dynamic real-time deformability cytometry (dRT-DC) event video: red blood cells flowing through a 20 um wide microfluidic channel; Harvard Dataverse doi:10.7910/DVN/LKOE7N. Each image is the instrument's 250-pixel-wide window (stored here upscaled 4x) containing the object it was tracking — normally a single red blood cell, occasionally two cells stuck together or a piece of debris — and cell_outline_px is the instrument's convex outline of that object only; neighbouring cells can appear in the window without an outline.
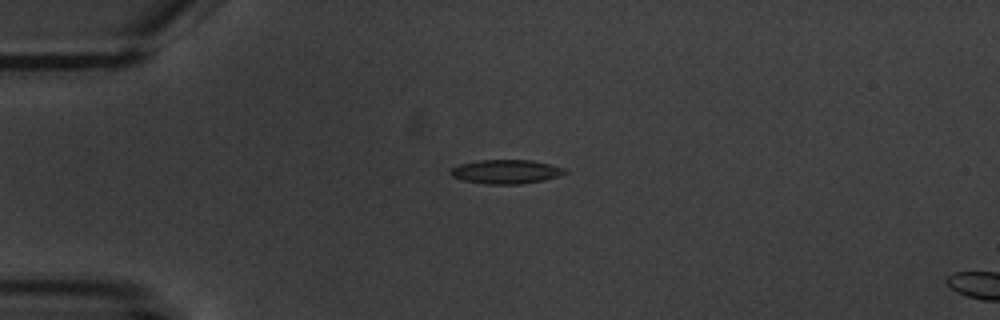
{"species": "common noctule bat (a hibernating species)", "species_latin": "Nyctalus noctula", "temperature_condition": "warm", "stored_images_in_passage": 4, "camera_frame_rate_fps": 3000, "um_per_image_px": 0.085, "animal": {"sex": "male", "body_mass_g": 20.1, "forearm_length_mm": 53.5}, "frame": {"image": 1, "passage_image": 2, "time_ms": 1.333, "image_size_px": [1000, 320], "cell_outline_px": [[568, 172], [560, 176], [544, 180], [520, 184], [484, 184], [464, 180], [452, 176], [448, 172], [452, 168], [460, 164], [476, 160], [532, 160], [568, 168]], "centroid_in_image_um": [43.05, 14.59], "position_along_channel_um": 41.9, "area_um2": 16.18}}